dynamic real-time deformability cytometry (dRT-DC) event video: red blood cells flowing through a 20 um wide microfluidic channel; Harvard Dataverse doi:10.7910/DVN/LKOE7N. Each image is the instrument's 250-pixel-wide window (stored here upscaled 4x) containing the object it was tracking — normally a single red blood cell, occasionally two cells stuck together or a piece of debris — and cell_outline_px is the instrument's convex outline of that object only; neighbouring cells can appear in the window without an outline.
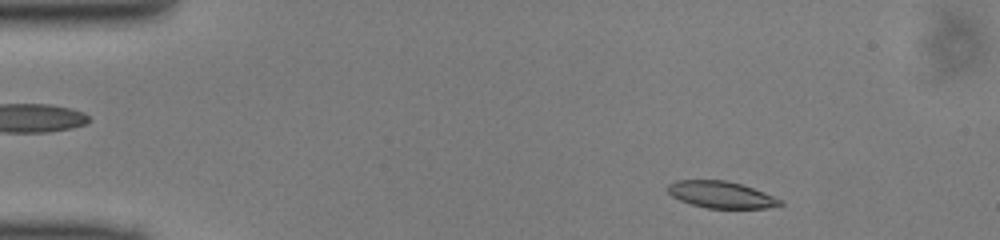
{"species": "common noctule bat (a hibernating species)", "species_latin": "Nyctalus noctula", "temperature_condition": "cold", "stored_images_in_passage": 44, "camera_frame_rate_fps": 3000, "um_per_image_px": 0.085, "animal": {"sex": "male", "body_mass_g": 13.0, "forearm_length_mm": 53.1}, "frame": {"image": 1, "passage_image": 2, "time_ms": 0.333, "image_size_px": [1000, 240], "cell_outline_px": [[784, 204], [768, 208], [708, 208], [692, 204], [680, 200], [672, 196], [668, 192], [668, 184], [676, 180], [724, 180], [740, 184], [764, 192], [780, 200]], "centroid_in_image_um": [61.27, 16.54], "position_along_channel_um": 23.7, "area_um2": 17.28}}
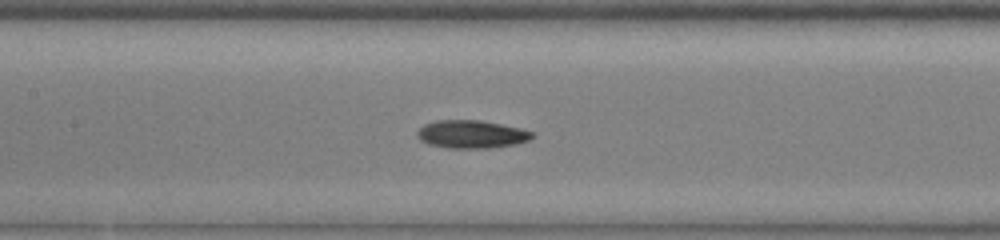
{"frame": {"image": 2, "passage_image": 18, "time_ms": 5.667, "image_size_px": [1000, 240], "cell_outline_px": [[536, 136], [528, 140], [516, 144], [492, 148], [448, 148], [428, 144], [420, 140], [416, 136], [416, 132], [424, 124], [436, 120], [480, 120], [520, 128], [532, 132]], "centroid_in_image_um": [40.06, 11.41], "position_along_channel_um": 167.3, "area_um2": 18.84}}
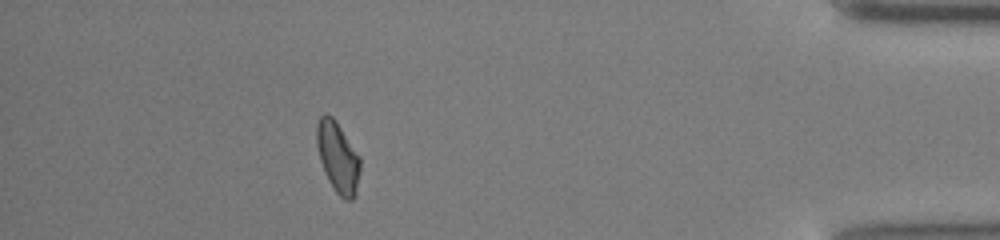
{"frame": {"image": 3, "passage_image": 39, "time_ms": 12.667, "image_size_px": [1000, 240], "cell_outline_px": [[360, 172], [356, 196], [352, 200], [344, 200], [336, 192], [328, 180], [324, 172], [320, 160], [316, 144], [316, 124], [320, 116], [324, 112], [332, 116], [336, 120], [360, 156]], "centroid_in_image_um": [28.71, 13.36], "position_along_channel_um": 406.5, "area_um2": 18.26}}